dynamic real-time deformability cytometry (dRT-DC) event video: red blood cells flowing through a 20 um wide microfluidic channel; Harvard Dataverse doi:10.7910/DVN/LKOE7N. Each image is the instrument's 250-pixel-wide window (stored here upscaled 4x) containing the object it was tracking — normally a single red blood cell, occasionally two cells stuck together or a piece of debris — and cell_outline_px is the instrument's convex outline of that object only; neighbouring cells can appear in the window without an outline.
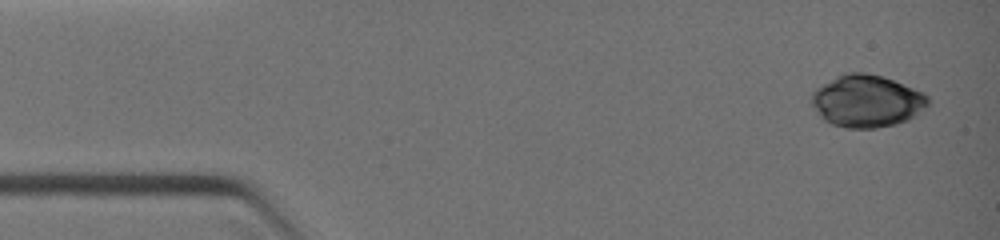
{"species": "common noctule bat (a hibernating species)", "species_latin": "Nyctalus noctula", "temperature_condition": "warm", "stored_images_in_passage": 23, "camera_frame_rate_fps": 3000, "um_per_image_px": 0.085, "animal": {"sex": "female", "body_mass_g": 19.0, "forearm_length_mm": 51.5}, "frame": {"image": 1, "passage_image": 1, "time_ms": 0.0, "image_size_px": [1000, 240], "cell_outline_px": [[928, 104], [916, 116], [908, 120], [896, 124], [876, 128], [844, 128], [832, 124], [824, 120], [820, 116], [808, 100], [812, 92], [816, 88], [836, 76], [844, 72], [868, 72], [884, 76], [924, 92], [928, 96]], "centroid_in_image_um": [73.66, 8.58], "position_along_channel_um": 11.3, "area_um2": 35.95}}
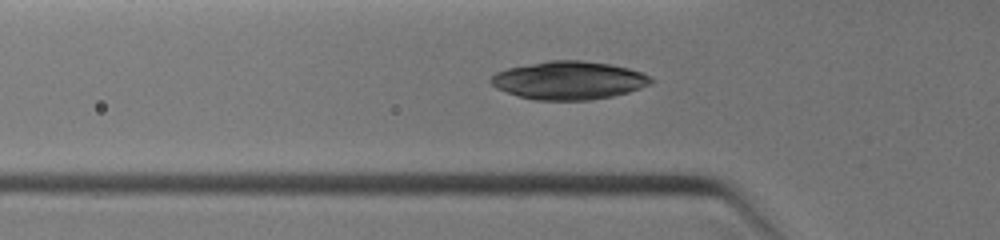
{"frame": {"image": 2, "passage_image": 10, "time_ms": 3.333, "image_size_px": [1000, 240], "cell_outline_px": [[652, 84], [628, 92], [612, 96], [588, 100], [536, 100], [520, 96], [496, 88], [488, 80], [496, 72], [508, 68], [548, 60], [580, 60], [612, 64], [628, 68], [640, 72], [648, 76], [652, 80]], "centroid_in_image_um": [48.35, 6.82], "position_along_channel_um": 77.5, "area_um2": 35.43}}
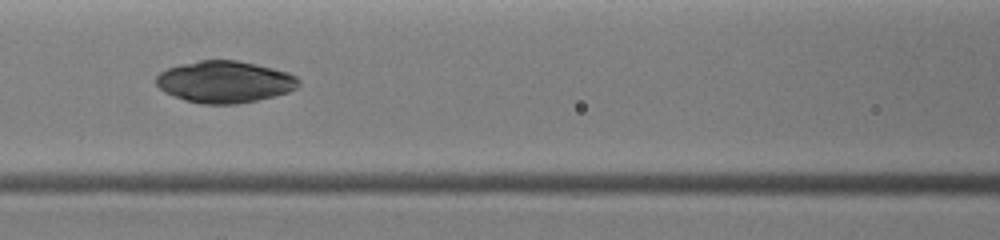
{"frame": {"image": 3, "passage_image": 14, "time_ms": 4.667, "image_size_px": [1000, 240], "cell_outline_px": [[300, 84], [296, 88], [288, 92], [256, 100], [236, 104], [200, 104], [184, 100], [172, 96], [164, 92], [156, 84], [156, 76], [160, 72], [168, 68], [180, 64], [200, 60], [236, 60], [256, 64], [288, 72], [296, 76], [300, 80]], "centroid_in_image_um": [19.08, 6.96], "position_along_channel_um": 147.5, "area_um2": 34.8}}